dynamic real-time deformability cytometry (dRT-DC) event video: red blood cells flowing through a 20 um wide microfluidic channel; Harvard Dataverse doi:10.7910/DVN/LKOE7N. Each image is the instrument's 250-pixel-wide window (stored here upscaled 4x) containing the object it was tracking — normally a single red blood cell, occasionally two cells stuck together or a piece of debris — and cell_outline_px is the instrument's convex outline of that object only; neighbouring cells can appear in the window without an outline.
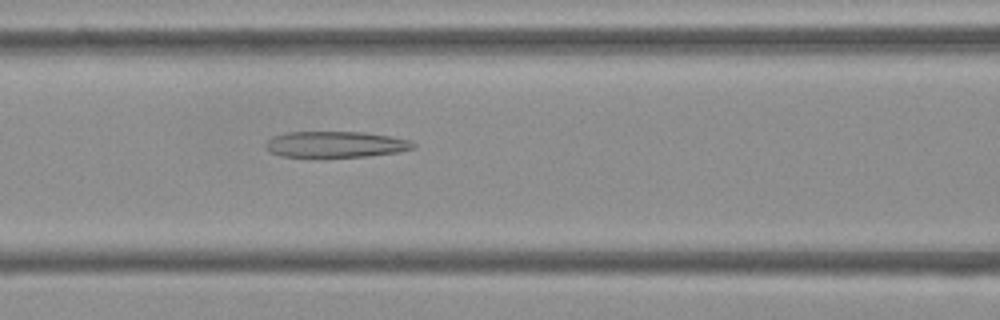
{"species": "Egyptian fruit bat (a non-hibernating species)", "species_latin": "Rousettus aegyptiacus", "temperature_condition": "cold", "stored_images_in_passage": 28, "camera_frame_rate_fps": 3000, "um_per_image_px": 0.085, "frame": {"image": 1, "passage_image": 7, "time_ms": 2.0, "image_size_px": [1000, 320], "cell_outline_px": [[416, 148], [400, 152], [368, 156], [320, 160], [280, 156], [272, 152], [264, 144], [272, 136], [288, 132], [364, 132], [412, 140], [416, 144]], "centroid_in_image_um": [28.53, 12.32], "position_along_channel_um": 138.1, "area_um2": 23.52}}
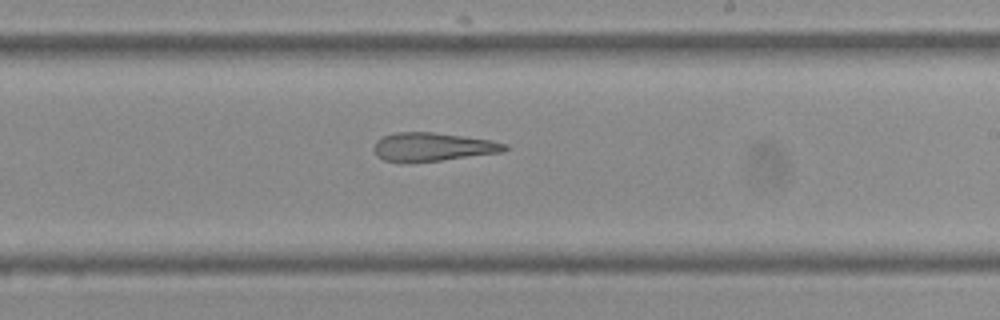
{"frame": {"image": 2, "passage_image": 16, "time_ms": 5.0, "image_size_px": [1000, 320], "cell_outline_px": [[508, 148], [504, 152], [408, 164], [404, 164], [384, 160], [376, 156], [372, 148], [376, 140], [384, 136], [396, 132], [432, 132], [464, 136], [492, 140], [508, 144]], "centroid_in_image_um": [36.74, 12.5], "position_along_channel_um": 252.3, "area_um2": 22.2}}
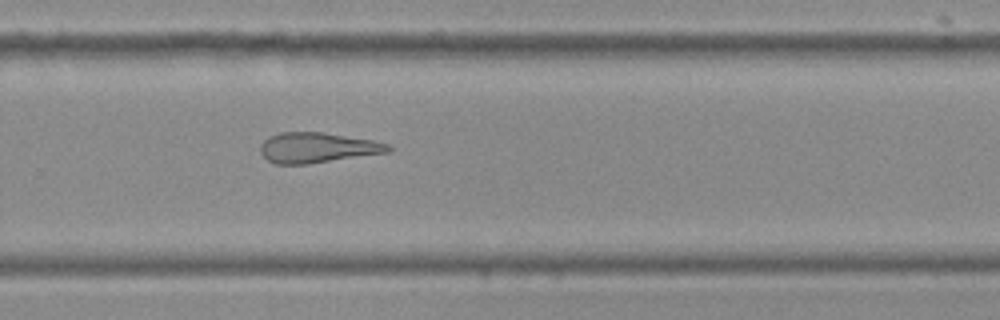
{"frame": {"image": 3, "passage_image": 20, "time_ms": 6.333, "image_size_px": [1000, 320], "cell_outline_px": [[392, 148], [388, 152], [308, 164], [276, 164], [268, 160], [260, 152], [260, 144], [268, 136], [280, 132], [324, 132], [372, 140], [388, 144]], "centroid_in_image_um": [26.93, 12.54], "position_along_channel_um": 302.9, "area_um2": 22.48}}